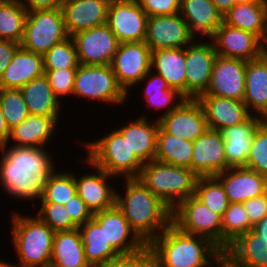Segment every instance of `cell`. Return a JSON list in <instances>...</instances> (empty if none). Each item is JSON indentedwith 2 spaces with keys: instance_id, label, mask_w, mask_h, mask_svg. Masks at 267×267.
Here are the masks:
<instances>
[{
  "instance_id": "1",
  "label": "cell",
  "mask_w": 267,
  "mask_h": 267,
  "mask_svg": "<svg viewBox=\"0 0 267 267\" xmlns=\"http://www.w3.org/2000/svg\"><path fill=\"white\" fill-rule=\"evenodd\" d=\"M147 247L159 267H224V252L209 239L181 231L171 223Z\"/></svg>"
},
{
  "instance_id": "2",
  "label": "cell",
  "mask_w": 267,
  "mask_h": 267,
  "mask_svg": "<svg viewBox=\"0 0 267 267\" xmlns=\"http://www.w3.org/2000/svg\"><path fill=\"white\" fill-rule=\"evenodd\" d=\"M126 186L125 197L116 193L115 204L131 228L148 245L172 223V209L138 178H126Z\"/></svg>"
},
{
  "instance_id": "3",
  "label": "cell",
  "mask_w": 267,
  "mask_h": 267,
  "mask_svg": "<svg viewBox=\"0 0 267 267\" xmlns=\"http://www.w3.org/2000/svg\"><path fill=\"white\" fill-rule=\"evenodd\" d=\"M137 178L173 210L194 196L199 176L189 168L152 160L143 164Z\"/></svg>"
},
{
  "instance_id": "4",
  "label": "cell",
  "mask_w": 267,
  "mask_h": 267,
  "mask_svg": "<svg viewBox=\"0 0 267 267\" xmlns=\"http://www.w3.org/2000/svg\"><path fill=\"white\" fill-rule=\"evenodd\" d=\"M13 242L20 267H50L55 232L38 216L13 214ZM9 267H18L9 264Z\"/></svg>"
},
{
  "instance_id": "5",
  "label": "cell",
  "mask_w": 267,
  "mask_h": 267,
  "mask_svg": "<svg viewBox=\"0 0 267 267\" xmlns=\"http://www.w3.org/2000/svg\"><path fill=\"white\" fill-rule=\"evenodd\" d=\"M87 162L108 174L137 178L143 163L131 151L127 140L115 129L107 136L89 143Z\"/></svg>"
},
{
  "instance_id": "6",
  "label": "cell",
  "mask_w": 267,
  "mask_h": 267,
  "mask_svg": "<svg viewBox=\"0 0 267 267\" xmlns=\"http://www.w3.org/2000/svg\"><path fill=\"white\" fill-rule=\"evenodd\" d=\"M68 37L62 9L33 10L27 12L20 46L44 55Z\"/></svg>"
},
{
  "instance_id": "7",
  "label": "cell",
  "mask_w": 267,
  "mask_h": 267,
  "mask_svg": "<svg viewBox=\"0 0 267 267\" xmlns=\"http://www.w3.org/2000/svg\"><path fill=\"white\" fill-rule=\"evenodd\" d=\"M172 223L183 232L209 239L222 250V217L195 196L175 206Z\"/></svg>"
},
{
  "instance_id": "8",
  "label": "cell",
  "mask_w": 267,
  "mask_h": 267,
  "mask_svg": "<svg viewBox=\"0 0 267 267\" xmlns=\"http://www.w3.org/2000/svg\"><path fill=\"white\" fill-rule=\"evenodd\" d=\"M73 95L107 103H123L127 93L119 85L111 65H82L76 69Z\"/></svg>"
},
{
  "instance_id": "9",
  "label": "cell",
  "mask_w": 267,
  "mask_h": 267,
  "mask_svg": "<svg viewBox=\"0 0 267 267\" xmlns=\"http://www.w3.org/2000/svg\"><path fill=\"white\" fill-rule=\"evenodd\" d=\"M152 51L145 41L119 43L111 66L117 82L127 93L132 87L146 79L151 72Z\"/></svg>"
},
{
  "instance_id": "10",
  "label": "cell",
  "mask_w": 267,
  "mask_h": 267,
  "mask_svg": "<svg viewBox=\"0 0 267 267\" xmlns=\"http://www.w3.org/2000/svg\"><path fill=\"white\" fill-rule=\"evenodd\" d=\"M148 15L137 0H111L107 25L119 43L145 41Z\"/></svg>"
},
{
  "instance_id": "11",
  "label": "cell",
  "mask_w": 267,
  "mask_h": 267,
  "mask_svg": "<svg viewBox=\"0 0 267 267\" xmlns=\"http://www.w3.org/2000/svg\"><path fill=\"white\" fill-rule=\"evenodd\" d=\"M79 64L111 65L119 42L107 23L72 35Z\"/></svg>"
},
{
  "instance_id": "12",
  "label": "cell",
  "mask_w": 267,
  "mask_h": 267,
  "mask_svg": "<svg viewBox=\"0 0 267 267\" xmlns=\"http://www.w3.org/2000/svg\"><path fill=\"white\" fill-rule=\"evenodd\" d=\"M158 121L166 133L191 142L208 129L204 109L197 98H186L177 108L158 118Z\"/></svg>"
},
{
  "instance_id": "13",
  "label": "cell",
  "mask_w": 267,
  "mask_h": 267,
  "mask_svg": "<svg viewBox=\"0 0 267 267\" xmlns=\"http://www.w3.org/2000/svg\"><path fill=\"white\" fill-rule=\"evenodd\" d=\"M195 38L180 12L173 15L148 17L145 42L151 51L183 48L191 44Z\"/></svg>"
},
{
  "instance_id": "14",
  "label": "cell",
  "mask_w": 267,
  "mask_h": 267,
  "mask_svg": "<svg viewBox=\"0 0 267 267\" xmlns=\"http://www.w3.org/2000/svg\"><path fill=\"white\" fill-rule=\"evenodd\" d=\"M213 45L217 55L250 61L263 55L264 42L255 34L222 24L215 30Z\"/></svg>"
},
{
  "instance_id": "15",
  "label": "cell",
  "mask_w": 267,
  "mask_h": 267,
  "mask_svg": "<svg viewBox=\"0 0 267 267\" xmlns=\"http://www.w3.org/2000/svg\"><path fill=\"white\" fill-rule=\"evenodd\" d=\"M92 219L104 229L107 241L122 256L140 253L147 247V244L131 228L116 204L109 209L93 213ZM129 236L132 237L131 241L127 239Z\"/></svg>"
},
{
  "instance_id": "16",
  "label": "cell",
  "mask_w": 267,
  "mask_h": 267,
  "mask_svg": "<svg viewBox=\"0 0 267 267\" xmlns=\"http://www.w3.org/2000/svg\"><path fill=\"white\" fill-rule=\"evenodd\" d=\"M247 61L217 56L208 88L201 95L243 101Z\"/></svg>"
},
{
  "instance_id": "17",
  "label": "cell",
  "mask_w": 267,
  "mask_h": 267,
  "mask_svg": "<svg viewBox=\"0 0 267 267\" xmlns=\"http://www.w3.org/2000/svg\"><path fill=\"white\" fill-rule=\"evenodd\" d=\"M217 52L213 43H194L186 47V98H197L209 86Z\"/></svg>"
},
{
  "instance_id": "18",
  "label": "cell",
  "mask_w": 267,
  "mask_h": 267,
  "mask_svg": "<svg viewBox=\"0 0 267 267\" xmlns=\"http://www.w3.org/2000/svg\"><path fill=\"white\" fill-rule=\"evenodd\" d=\"M191 170L199 177L227 170L224 139L220 131L207 129L193 142Z\"/></svg>"
},
{
  "instance_id": "19",
  "label": "cell",
  "mask_w": 267,
  "mask_h": 267,
  "mask_svg": "<svg viewBox=\"0 0 267 267\" xmlns=\"http://www.w3.org/2000/svg\"><path fill=\"white\" fill-rule=\"evenodd\" d=\"M216 177L223 184L229 203H243L267 193V178L246 167H232Z\"/></svg>"
},
{
  "instance_id": "20",
  "label": "cell",
  "mask_w": 267,
  "mask_h": 267,
  "mask_svg": "<svg viewBox=\"0 0 267 267\" xmlns=\"http://www.w3.org/2000/svg\"><path fill=\"white\" fill-rule=\"evenodd\" d=\"M111 0H64L62 12L69 36L107 23Z\"/></svg>"
},
{
  "instance_id": "21",
  "label": "cell",
  "mask_w": 267,
  "mask_h": 267,
  "mask_svg": "<svg viewBox=\"0 0 267 267\" xmlns=\"http://www.w3.org/2000/svg\"><path fill=\"white\" fill-rule=\"evenodd\" d=\"M264 117L251 115L245 122L220 130L224 139L227 169L245 167L252 146V140Z\"/></svg>"
},
{
  "instance_id": "22",
  "label": "cell",
  "mask_w": 267,
  "mask_h": 267,
  "mask_svg": "<svg viewBox=\"0 0 267 267\" xmlns=\"http://www.w3.org/2000/svg\"><path fill=\"white\" fill-rule=\"evenodd\" d=\"M208 129L220 131L223 128L245 122L250 116L244 101L212 95H199Z\"/></svg>"
},
{
  "instance_id": "23",
  "label": "cell",
  "mask_w": 267,
  "mask_h": 267,
  "mask_svg": "<svg viewBox=\"0 0 267 267\" xmlns=\"http://www.w3.org/2000/svg\"><path fill=\"white\" fill-rule=\"evenodd\" d=\"M224 267H267V239L250 229L224 252Z\"/></svg>"
},
{
  "instance_id": "24",
  "label": "cell",
  "mask_w": 267,
  "mask_h": 267,
  "mask_svg": "<svg viewBox=\"0 0 267 267\" xmlns=\"http://www.w3.org/2000/svg\"><path fill=\"white\" fill-rule=\"evenodd\" d=\"M44 75L43 55L20 46L11 63L0 76V88L21 89L32 79Z\"/></svg>"
},
{
  "instance_id": "25",
  "label": "cell",
  "mask_w": 267,
  "mask_h": 267,
  "mask_svg": "<svg viewBox=\"0 0 267 267\" xmlns=\"http://www.w3.org/2000/svg\"><path fill=\"white\" fill-rule=\"evenodd\" d=\"M94 169L98 170L97 175L94 173L84 174L79 179L75 176L77 195L92 213L113 207L116 200V191L105 182L114 175L108 174L100 168L95 167Z\"/></svg>"
},
{
  "instance_id": "26",
  "label": "cell",
  "mask_w": 267,
  "mask_h": 267,
  "mask_svg": "<svg viewBox=\"0 0 267 267\" xmlns=\"http://www.w3.org/2000/svg\"><path fill=\"white\" fill-rule=\"evenodd\" d=\"M1 146L2 159L0 168H22L40 174L45 180L54 171V165L43 147L12 146L5 150Z\"/></svg>"
},
{
  "instance_id": "27",
  "label": "cell",
  "mask_w": 267,
  "mask_h": 267,
  "mask_svg": "<svg viewBox=\"0 0 267 267\" xmlns=\"http://www.w3.org/2000/svg\"><path fill=\"white\" fill-rule=\"evenodd\" d=\"M146 117L131 122L130 124L116 129L125 140L136 157L144 164L155 159L157 133L159 121L153 124L146 121Z\"/></svg>"
},
{
  "instance_id": "28",
  "label": "cell",
  "mask_w": 267,
  "mask_h": 267,
  "mask_svg": "<svg viewBox=\"0 0 267 267\" xmlns=\"http://www.w3.org/2000/svg\"><path fill=\"white\" fill-rule=\"evenodd\" d=\"M223 22L257 35L263 42L267 36V0L233 5L223 15Z\"/></svg>"
},
{
  "instance_id": "29",
  "label": "cell",
  "mask_w": 267,
  "mask_h": 267,
  "mask_svg": "<svg viewBox=\"0 0 267 267\" xmlns=\"http://www.w3.org/2000/svg\"><path fill=\"white\" fill-rule=\"evenodd\" d=\"M243 101L248 111L255 109L257 115L267 119V57L264 54L247 62Z\"/></svg>"
},
{
  "instance_id": "30",
  "label": "cell",
  "mask_w": 267,
  "mask_h": 267,
  "mask_svg": "<svg viewBox=\"0 0 267 267\" xmlns=\"http://www.w3.org/2000/svg\"><path fill=\"white\" fill-rule=\"evenodd\" d=\"M179 12L194 37L200 32L211 38L223 22L222 14L211 0H181Z\"/></svg>"
},
{
  "instance_id": "31",
  "label": "cell",
  "mask_w": 267,
  "mask_h": 267,
  "mask_svg": "<svg viewBox=\"0 0 267 267\" xmlns=\"http://www.w3.org/2000/svg\"><path fill=\"white\" fill-rule=\"evenodd\" d=\"M151 68H156L170 88L186 97V49L168 48L152 51Z\"/></svg>"
},
{
  "instance_id": "32",
  "label": "cell",
  "mask_w": 267,
  "mask_h": 267,
  "mask_svg": "<svg viewBox=\"0 0 267 267\" xmlns=\"http://www.w3.org/2000/svg\"><path fill=\"white\" fill-rule=\"evenodd\" d=\"M84 248V255L90 267H98L117 260L122 255L106 239L104 229L93 219L78 227Z\"/></svg>"
},
{
  "instance_id": "33",
  "label": "cell",
  "mask_w": 267,
  "mask_h": 267,
  "mask_svg": "<svg viewBox=\"0 0 267 267\" xmlns=\"http://www.w3.org/2000/svg\"><path fill=\"white\" fill-rule=\"evenodd\" d=\"M58 116H40L30 114L22 123L10 129L11 138L18 147H41L53 134Z\"/></svg>"
},
{
  "instance_id": "34",
  "label": "cell",
  "mask_w": 267,
  "mask_h": 267,
  "mask_svg": "<svg viewBox=\"0 0 267 267\" xmlns=\"http://www.w3.org/2000/svg\"><path fill=\"white\" fill-rule=\"evenodd\" d=\"M50 267H90L78 228L55 232Z\"/></svg>"
},
{
  "instance_id": "35",
  "label": "cell",
  "mask_w": 267,
  "mask_h": 267,
  "mask_svg": "<svg viewBox=\"0 0 267 267\" xmlns=\"http://www.w3.org/2000/svg\"><path fill=\"white\" fill-rule=\"evenodd\" d=\"M3 188L17 199H36L42 196L45 179L37 173L22 168H0Z\"/></svg>"
},
{
  "instance_id": "36",
  "label": "cell",
  "mask_w": 267,
  "mask_h": 267,
  "mask_svg": "<svg viewBox=\"0 0 267 267\" xmlns=\"http://www.w3.org/2000/svg\"><path fill=\"white\" fill-rule=\"evenodd\" d=\"M20 90L30 114L59 116V100L55 96L45 74L32 79Z\"/></svg>"
},
{
  "instance_id": "37",
  "label": "cell",
  "mask_w": 267,
  "mask_h": 267,
  "mask_svg": "<svg viewBox=\"0 0 267 267\" xmlns=\"http://www.w3.org/2000/svg\"><path fill=\"white\" fill-rule=\"evenodd\" d=\"M192 151L193 142L166 133L159 126L154 160L191 170Z\"/></svg>"
},
{
  "instance_id": "38",
  "label": "cell",
  "mask_w": 267,
  "mask_h": 267,
  "mask_svg": "<svg viewBox=\"0 0 267 267\" xmlns=\"http://www.w3.org/2000/svg\"><path fill=\"white\" fill-rule=\"evenodd\" d=\"M27 12L21 0H0V39L20 44Z\"/></svg>"
},
{
  "instance_id": "39",
  "label": "cell",
  "mask_w": 267,
  "mask_h": 267,
  "mask_svg": "<svg viewBox=\"0 0 267 267\" xmlns=\"http://www.w3.org/2000/svg\"><path fill=\"white\" fill-rule=\"evenodd\" d=\"M252 227L243 203H229L222 216V251L225 252L239 236Z\"/></svg>"
},
{
  "instance_id": "40",
  "label": "cell",
  "mask_w": 267,
  "mask_h": 267,
  "mask_svg": "<svg viewBox=\"0 0 267 267\" xmlns=\"http://www.w3.org/2000/svg\"><path fill=\"white\" fill-rule=\"evenodd\" d=\"M75 195H77L75 176L53 171L45 180L41 201L65 205Z\"/></svg>"
},
{
  "instance_id": "41",
  "label": "cell",
  "mask_w": 267,
  "mask_h": 267,
  "mask_svg": "<svg viewBox=\"0 0 267 267\" xmlns=\"http://www.w3.org/2000/svg\"><path fill=\"white\" fill-rule=\"evenodd\" d=\"M194 196L221 217L229 205L225 188L216 176L199 177Z\"/></svg>"
},
{
  "instance_id": "42",
  "label": "cell",
  "mask_w": 267,
  "mask_h": 267,
  "mask_svg": "<svg viewBox=\"0 0 267 267\" xmlns=\"http://www.w3.org/2000/svg\"><path fill=\"white\" fill-rule=\"evenodd\" d=\"M146 90H145V98L146 102H148L152 107L156 109L166 108V110L162 116H165L175 108H177L185 99L186 97L181 94L178 90L174 88H170L167 81L161 75H153L147 82ZM178 98L180 100L177 104H174V100ZM171 104V105H170ZM170 106V108H169Z\"/></svg>"
},
{
  "instance_id": "43",
  "label": "cell",
  "mask_w": 267,
  "mask_h": 267,
  "mask_svg": "<svg viewBox=\"0 0 267 267\" xmlns=\"http://www.w3.org/2000/svg\"><path fill=\"white\" fill-rule=\"evenodd\" d=\"M44 70L77 68L76 44L72 36L55 44L43 55Z\"/></svg>"
},
{
  "instance_id": "44",
  "label": "cell",
  "mask_w": 267,
  "mask_h": 267,
  "mask_svg": "<svg viewBox=\"0 0 267 267\" xmlns=\"http://www.w3.org/2000/svg\"><path fill=\"white\" fill-rule=\"evenodd\" d=\"M0 104L10 129L30 115L20 89L0 88Z\"/></svg>"
},
{
  "instance_id": "45",
  "label": "cell",
  "mask_w": 267,
  "mask_h": 267,
  "mask_svg": "<svg viewBox=\"0 0 267 267\" xmlns=\"http://www.w3.org/2000/svg\"><path fill=\"white\" fill-rule=\"evenodd\" d=\"M245 167L267 178V119L254 134Z\"/></svg>"
},
{
  "instance_id": "46",
  "label": "cell",
  "mask_w": 267,
  "mask_h": 267,
  "mask_svg": "<svg viewBox=\"0 0 267 267\" xmlns=\"http://www.w3.org/2000/svg\"><path fill=\"white\" fill-rule=\"evenodd\" d=\"M38 217L45 222L54 232L70 231L78 226L72 221L64 205L56 203H42Z\"/></svg>"
},
{
  "instance_id": "47",
  "label": "cell",
  "mask_w": 267,
  "mask_h": 267,
  "mask_svg": "<svg viewBox=\"0 0 267 267\" xmlns=\"http://www.w3.org/2000/svg\"><path fill=\"white\" fill-rule=\"evenodd\" d=\"M77 68L44 70L49 84L58 98L64 95H72Z\"/></svg>"
},
{
  "instance_id": "48",
  "label": "cell",
  "mask_w": 267,
  "mask_h": 267,
  "mask_svg": "<svg viewBox=\"0 0 267 267\" xmlns=\"http://www.w3.org/2000/svg\"><path fill=\"white\" fill-rule=\"evenodd\" d=\"M150 16L173 15L179 13L181 0H137Z\"/></svg>"
},
{
  "instance_id": "49",
  "label": "cell",
  "mask_w": 267,
  "mask_h": 267,
  "mask_svg": "<svg viewBox=\"0 0 267 267\" xmlns=\"http://www.w3.org/2000/svg\"><path fill=\"white\" fill-rule=\"evenodd\" d=\"M72 221L79 227L93 217L92 211L86 206L85 202L75 195L65 205Z\"/></svg>"
},
{
  "instance_id": "50",
  "label": "cell",
  "mask_w": 267,
  "mask_h": 267,
  "mask_svg": "<svg viewBox=\"0 0 267 267\" xmlns=\"http://www.w3.org/2000/svg\"><path fill=\"white\" fill-rule=\"evenodd\" d=\"M251 225H255L267 215V193L243 202Z\"/></svg>"
},
{
  "instance_id": "51",
  "label": "cell",
  "mask_w": 267,
  "mask_h": 267,
  "mask_svg": "<svg viewBox=\"0 0 267 267\" xmlns=\"http://www.w3.org/2000/svg\"><path fill=\"white\" fill-rule=\"evenodd\" d=\"M128 267H159L154 253L146 247L140 253L128 256Z\"/></svg>"
},
{
  "instance_id": "52",
  "label": "cell",
  "mask_w": 267,
  "mask_h": 267,
  "mask_svg": "<svg viewBox=\"0 0 267 267\" xmlns=\"http://www.w3.org/2000/svg\"><path fill=\"white\" fill-rule=\"evenodd\" d=\"M19 47L20 44L14 41L0 39V76L13 60V57Z\"/></svg>"
},
{
  "instance_id": "53",
  "label": "cell",
  "mask_w": 267,
  "mask_h": 267,
  "mask_svg": "<svg viewBox=\"0 0 267 267\" xmlns=\"http://www.w3.org/2000/svg\"><path fill=\"white\" fill-rule=\"evenodd\" d=\"M25 2L24 0L21 1L27 11H33L43 9H62L64 0H25Z\"/></svg>"
},
{
  "instance_id": "54",
  "label": "cell",
  "mask_w": 267,
  "mask_h": 267,
  "mask_svg": "<svg viewBox=\"0 0 267 267\" xmlns=\"http://www.w3.org/2000/svg\"><path fill=\"white\" fill-rule=\"evenodd\" d=\"M9 134L10 127L8 126L5 116L3 115L0 104V147L8 144L7 142Z\"/></svg>"
},
{
  "instance_id": "55",
  "label": "cell",
  "mask_w": 267,
  "mask_h": 267,
  "mask_svg": "<svg viewBox=\"0 0 267 267\" xmlns=\"http://www.w3.org/2000/svg\"><path fill=\"white\" fill-rule=\"evenodd\" d=\"M217 10L222 14H226L234 5V0H211Z\"/></svg>"
},
{
  "instance_id": "56",
  "label": "cell",
  "mask_w": 267,
  "mask_h": 267,
  "mask_svg": "<svg viewBox=\"0 0 267 267\" xmlns=\"http://www.w3.org/2000/svg\"><path fill=\"white\" fill-rule=\"evenodd\" d=\"M252 230L261 236V239H267V215L258 223L253 225Z\"/></svg>"
},
{
  "instance_id": "57",
  "label": "cell",
  "mask_w": 267,
  "mask_h": 267,
  "mask_svg": "<svg viewBox=\"0 0 267 267\" xmlns=\"http://www.w3.org/2000/svg\"><path fill=\"white\" fill-rule=\"evenodd\" d=\"M98 267H128V256H122L121 258L117 260L107 262Z\"/></svg>"
},
{
  "instance_id": "58",
  "label": "cell",
  "mask_w": 267,
  "mask_h": 267,
  "mask_svg": "<svg viewBox=\"0 0 267 267\" xmlns=\"http://www.w3.org/2000/svg\"><path fill=\"white\" fill-rule=\"evenodd\" d=\"M256 0H234V5L245 4Z\"/></svg>"
},
{
  "instance_id": "59",
  "label": "cell",
  "mask_w": 267,
  "mask_h": 267,
  "mask_svg": "<svg viewBox=\"0 0 267 267\" xmlns=\"http://www.w3.org/2000/svg\"><path fill=\"white\" fill-rule=\"evenodd\" d=\"M265 42L267 43V36H266V39H265L264 43ZM263 46H264V52H263V54L267 57V47H266L267 44L266 45L264 44Z\"/></svg>"
},
{
  "instance_id": "60",
  "label": "cell",
  "mask_w": 267,
  "mask_h": 267,
  "mask_svg": "<svg viewBox=\"0 0 267 267\" xmlns=\"http://www.w3.org/2000/svg\"><path fill=\"white\" fill-rule=\"evenodd\" d=\"M0 267H9V263L5 261H0Z\"/></svg>"
}]
</instances>
